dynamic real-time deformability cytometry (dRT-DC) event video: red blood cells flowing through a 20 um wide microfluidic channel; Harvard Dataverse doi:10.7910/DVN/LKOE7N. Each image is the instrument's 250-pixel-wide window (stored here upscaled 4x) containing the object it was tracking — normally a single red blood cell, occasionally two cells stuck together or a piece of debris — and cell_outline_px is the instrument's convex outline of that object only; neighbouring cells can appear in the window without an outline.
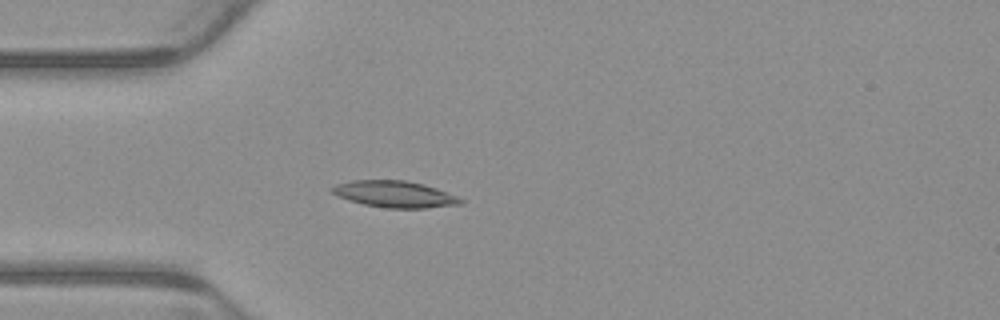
{"species": "common noctule bat (a hibernating species)", "species_latin": "Nyctalus noctula", "temperature_condition": "warm", "stored_images_in_passage": 5, "camera_frame_rate_fps": 3000, "um_per_image_px": 0.085, "animal": {"sex": "male", "body_mass_g": 23.1, "forearm_length_mm": 52.7}, "frame": {"image": 1, "passage_image": 5, "time_ms": 1.333, "image_size_px": [1000, 320], "cell_outline_px": [[464, 204], [424, 208], [388, 208], [364, 204], [348, 200], [336, 196], [328, 188], [336, 184], [352, 180], [404, 180], [424, 184], [436, 188], [456, 196], [464, 200]], "centroid_in_image_um": [33.52, 16.5], "position_along_channel_um": 51.5, "area_um2": 19.94}}